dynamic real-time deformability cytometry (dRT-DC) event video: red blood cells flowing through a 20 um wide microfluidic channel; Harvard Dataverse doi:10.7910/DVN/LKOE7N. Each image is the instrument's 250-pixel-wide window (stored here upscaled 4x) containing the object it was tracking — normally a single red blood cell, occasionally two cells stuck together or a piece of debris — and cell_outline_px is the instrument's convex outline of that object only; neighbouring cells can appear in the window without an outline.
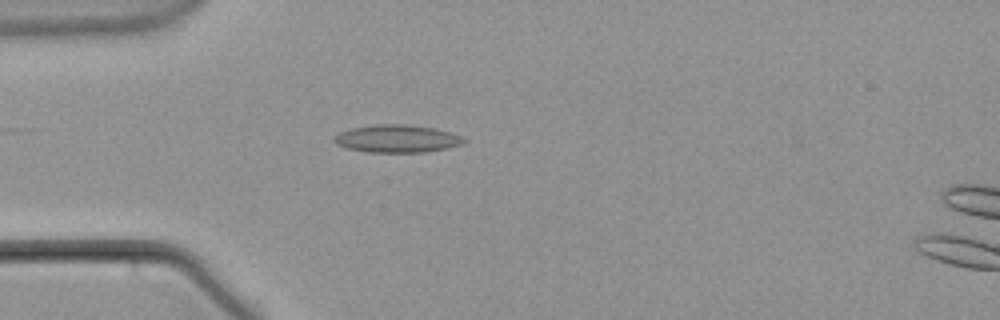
{"species": "common noctule bat (a hibernating species)", "species_latin": "Nyctalus noctula", "temperature_condition": "warm", "stored_images_in_passage": 17, "camera_frame_rate_fps": 3000, "um_per_image_px": 0.085, "animal": {"sex": "male", "body_mass_g": 21.5, "forearm_length_mm": 52.0}, "frame": {"image": 1, "passage_image": 15, "time_ms": 4.667, "image_size_px": [1000, 320], "cell_outline_px": [[468, 140], [464, 144], [424, 152], [368, 152], [348, 148], [336, 144], [332, 140], [340, 132], [352, 128], [376, 124], [404, 124], [436, 128], [460, 136]], "centroid_in_image_um": [33.75, 11.78], "position_along_channel_um": 51.2, "area_um2": 20.75}}